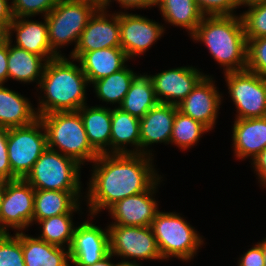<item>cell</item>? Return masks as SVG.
<instances>
[{
    "label": "cell",
    "instance_id": "cell-24",
    "mask_svg": "<svg viewBox=\"0 0 266 266\" xmlns=\"http://www.w3.org/2000/svg\"><path fill=\"white\" fill-rule=\"evenodd\" d=\"M140 119L119 107L111 109V154L140 153ZM132 144L135 149H127ZM126 145V146H125Z\"/></svg>",
    "mask_w": 266,
    "mask_h": 266
},
{
    "label": "cell",
    "instance_id": "cell-46",
    "mask_svg": "<svg viewBox=\"0 0 266 266\" xmlns=\"http://www.w3.org/2000/svg\"><path fill=\"white\" fill-rule=\"evenodd\" d=\"M266 0H237L238 2V7L241 5H245L247 7L256 5V4H260V3H264Z\"/></svg>",
    "mask_w": 266,
    "mask_h": 266
},
{
    "label": "cell",
    "instance_id": "cell-12",
    "mask_svg": "<svg viewBox=\"0 0 266 266\" xmlns=\"http://www.w3.org/2000/svg\"><path fill=\"white\" fill-rule=\"evenodd\" d=\"M121 48L129 59L145 53L164 33V26L136 14L119 12Z\"/></svg>",
    "mask_w": 266,
    "mask_h": 266
},
{
    "label": "cell",
    "instance_id": "cell-9",
    "mask_svg": "<svg viewBox=\"0 0 266 266\" xmlns=\"http://www.w3.org/2000/svg\"><path fill=\"white\" fill-rule=\"evenodd\" d=\"M228 93L236 106L235 119L266 116V77L249 70L224 73Z\"/></svg>",
    "mask_w": 266,
    "mask_h": 266
},
{
    "label": "cell",
    "instance_id": "cell-17",
    "mask_svg": "<svg viewBox=\"0 0 266 266\" xmlns=\"http://www.w3.org/2000/svg\"><path fill=\"white\" fill-rule=\"evenodd\" d=\"M112 47H121L119 12L110 15L106 9L99 8L89 19L73 52H91Z\"/></svg>",
    "mask_w": 266,
    "mask_h": 266
},
{
    "label": "cell",
    "instance_id": "cell-16",
    "mask_svg": "<svg viewBox=\"0 0 266 266\" xmlns=\"http://www.w3.org/2000/svg\"><path fill=\"white\" fill-rule=\"evenodd\" d=\"M212 76L206 75L188 96L177 105L178 111L212 130L221 105V97Z\"/></svg>",
    "mask_w": 266,
    "mask_h": 266
},
{
    "label": "cell",
    "instance_id": "cell-2",
    "mask_svg": "<svg viewBox=\"0 0 266 266\" xmlns=\"http://www.w3.org/2000/svg\"><path fill=\"white\" fill-rule=\"evenodd\" d=\"M64 56L47 61L39 88L44 96L39 99L38 117L53 112L78 111L86 101V86L89 84L80 64Z\"/></svg>",
    "mask_w": 266,
    "mask_h": 266
},
{
    "label": "cell",
    "instance_id": "cell-48",
    "mask_svg": "<svg viewBox=\"0 0 266 266\" xmlns=\"http://www.w3.org/2000/svg\"><path fill=\"white\" fill-rule=\"evenodd\" d=\"M4 190H5V180L0 179V204Z\"/></svg>",
    "mask_w": 266,
    "mask_h": 266
},
{
    "label": "cell",
    "instance_id": "cell-7",
    "mask_svg": "<svg viewBox=\"0 0 266 266\" xmlns=\"http://www.w3.org/2000/svg\"><path fill=\"white\" fill-rule=\"evenodd\" d=\"M80 168L76 160L46 148L24 180L39 190L81 191Z\"/></svg>",
    "mask_w": 266,
    "mask_h": 266
},
{
    "label": "cell",
    "instance_id": "cell-31",
    "mask_svg": "<svg viewBox=\"0 0 266 266\" xmlns=\"http://www.w3.org/2000/svg\"><path fill=\"white\" fill-rule=\"evenodd\" d=\"M72 216V214H62L39 220L37 223L42 227V234L38 238L49 244L69 249L75 229Z\"/></svg>",
    "mask_w": 266,
    "mask_h": 266
},
{
    "label": "cell",
    "instance_id": "cell-32",
    "mask_svg": "<svg viewBox=\"0 0 266 266\" xmlns=\"http://www.w3.org/2000/svg\"><path fill=\"white\" fill-rule=\"evenodd\" d=\"M208 131L210 130L205 125L177 110L173 121L170 143L187 150L198 143L203 136L202 134Z\"/></svg>",
    "mask_w": 266,
    "mask_h": 266
},
{
    "label": "cell",
    "instance_id": "cell-35",
    "mask_svg": "<svg viewBox=\"0 0 266 266\" xmlns=\"http://www.w3.org/2000/svg\"><path fill=\"white\" fill-rule=\"evenodd\" d=\"M11 10L14 18L33 17L39 13L46 16L60 0H12Z\"/></svg>",
    "mask_w": 266,
    "mask_h": 266
},
{
    "label": "cell",
    "instance_id": "cell-21",
    "mask_svg": "<svg viewBox=\"0 0 266 266\" xmlns=\"http://www.w3.org/2000/svg\"><path fill=\"white\" fill-rule=\"evenodd\" d=\"M232 131L234 156L237 158L254 159L266 148V116L235 119Z\"/></svg>",
    "mask_w": 266,
    "mask_h": 266
},
{
    "label": "cell",
    "instance_id": "cell-4",
    "mask_svg": "<svg viewBox=\"0 0 266 266\" xmlns=\"http://www.w3.org/2000/svg\"><path fill=\"white\" fill-rule=\"evenodd\" d=\"M39 118L46 130L47 148H58V152L76 160L80 165L86 161L93 162L99 156L88 142L78 111L53 112Z\"/></svg>",
    "mask_w": 266,
    "mask_h": 266
},
{
    "label": "cell",
    "instance_id": "cell-6",
    "mask_svg": "<svg viewBox=\"0 0 266 266\" xmlns=\"http://www.w3.org/2000/svg\"><path fill=\"white\" fill-rule=\"evenodd\" d=\"M150 227L162 259L191 260L203 245L202 236L179 213L158 211Z\"/></svg>",
    "mask_w": 266,
    "mask_h": 266
},
{
    "label": "cell",
    "instance_id": "cell-3",
    "mask_svg": "<svg viewBox=\"0 0 266 266\" xmlns=\"http://www.w3.org/2000/svg\"><path fill=\"white\" fill-rule=\"evenodd\" d=\"M191 37L206 45L224 73L247 69V39L241 15L204 16Z\"/></svg>",
    "mask_w": 266,
    "mask_h": 266
},
{
    "label": "cell",
    "instance_id": "cell-26",
    "mask_svg": "<svg viewBox=\"0 0 266 266\" xmlns=\"http://www.w3.org/2000/svg\"><path fill=\"white\" fill-rule=\"evenodd\" d=\"M11 38L9 37L8 40V79L13 78L23 83H31L34 81L37 83L38 81L39 86L47 60L25 49L12 45L13 41Z\"/></svg>",
    "mask_w": 266,
    "mask_h": 266
},
{
    "label": "cell",
    "instance_id": "cell-22",
    "mask_svg": "<svg viewBox=\"0 0 266 266\" xmlns=\"http://www.w3.org/2000/svg\"><path fill=\"white\" fill-rule=\"evenodd\" d=\"M80 192L35 189L33 222L80 211Z\"/></svg>",
    "mask_w": 266,
    "mask_h": 266
},
{
    "label": "cell",
    "instance_id": "cell-14",
    "mask_svg": "<svg viewBox=\"0 0 266 266\" xmlns=\"http://www.w3.org/2000/svg\"><path fill=\"white\" fill-rule=\"evenodd\" d=\"M160 177L144 192L128 196L114 205L108 212L115 220L110 225L136 226L147 227L151 226L155 219L158 210V203L153 198V194L157 191V186L160 184ZM156 189V190H155Z\"/></svg>",
    "mask_w": 266,
    "mask_h": 266
},
{
    "label": "cell",
    "instance_id": "cell-38",
    "mask_svg": "<svg viewBox=\"0 0 266 266\" xmlns=\"http://www.w3.org/2000/svg\"><path fill=\"white\" fill-rule=\"evenodd\" d=\"M8 128L0 126V179L12 181V170L7 149Z\"/></svg>",
    "mask_w": 266,
    "mask_h": 266
},
{
    "label": "cell",
    "instance_id": "cell-30",
    "mask_svg": "<svg viewBox=\"0 0 266 266\" xmlns=\"http://www.w3.org/2000/svg\"><path fill=\"white\" fill-rule=\"evenodd\" d=\"M134 72L125 66L113 74L92 83L98 99L111 104H122L132 83Z\"/></svg>",
    "mask_w": 266,
    "mask_h": 266
},
{
    "label": "cell",
    "instance_id": "cell-37",
    "mask_svg": "<svg viewBox=\"0 0 266 266\" xmlns=\"http://www.w3.org/2000/svg\"><path fill=\"white\" fill-rule=\"evenodd\" d=\"M205 16L235 15L237 0H194Z\"/></svg>",
    "mask_w": 266,
    "mask_h": 266
},
{
    "label": "cell",
    "instance_id": "cell-33",
    "mask_svg": "<svg viewBox=\"0 0 266 266\" xmlns=\"http://www.w3.org/2000/svg\"><path fill=\"white\" fill-rule=\"evenodd\" d=\"M0 266H25L22 251V232L15 236L0 233Z\"/></svg>",
    "mask_w": 266,
    "mask_h": 266
},
{
    "label": "cell",
    "instance_id": "cell-10",
    "mask_svg": "<svg viewBox=\"0 0 266 266\" xmlns=\"http://www.w3.org/2000/svg\"><path fill=\"white\" fill-rule=\"evenodd\" d=\"M108 231L110 253L113 256L123 258L122 262H131L141 266L136 262L139 259L163 260L150 226L109 225ZM130 258H136L137 260L129 261Z\"/></svg>",
    "mask_w": 266,
    "mask_h": 266
},
{
    "label": "cell",
    "instance_id": "cell-19",
    "mask_svg": "<svg viewBox=\"0 0 266 266\" xmlns=\"http://www.w3.org/2000/svg\"><path fill=\"white\" fill-rule=\"evenodd\" d=\"M70 59L77 61L89 84L123 69L129 58L121 47L98 49L91 52H71Z\"/></svg>",
    "mask_w": 266,
    "mask_h": 266
},
{
    "label": "cell",
    "instance_id": "cell-23",
    "mask_svg": "<svg viewBox=\"0 0 266 266\" xmlns=\"http://www.w3.org/2000/svg\"><path fill=\"white\" fill-rule=\"evenodd\" d=\"M78 112L83 120L87 139L98 154H110L111 108L86 105ZM108 147V148H107Z\"/></svg>",
    "mask_w": 266,
    "mask_h": 266
},
{
    "label": "cell",
    "instance_id": "cell-28",
    "mask_svg": "<svg viewBox=\"0 0 266 266\" xmlns=\"http://www.w3.org/2000/svg\"><path fill=\"white\" fill-rule=\"evenodd\" d=\"M156 5L167 23L187 29L190 36L205 16L194 0H157Z\"/></svg>",
    "mask_w": 266,
    "mask_h": 266
},
{
    "label": "cell",
    "instance_id": "cell-45",
    "mask_svg": "<svg viewBox=\"0 0 266 266\" xmlns=\"http://www.w3.org/2000/svg\"><path fill=\"white\" fill-rule=\"evenodd\" d=\"M112 257H113V255L110 253L103 260H101L97 263H94L93 265H89V266H114L115 264L111 262Z\"/></svg>",
    "mask_w": 266,
    "mask_h": 266
},
{
    "label": "cell",
    "instance_id": "cell-13",
    "mask_svg": "<svg viewBox=\"0 0 266 266\" xmlns=\"http://www.w3.org/2000/svg\"><path fill=\"white\" fill-rule=\"evenodd\" d=\"M110 254L108 227H101L84 221L73 232L69 248L70 263L75 266H89L103 260Z\"/></svg>",
    "mask_w": 266,
    "mask_h": 266
},
{
    "label": "cell",
    "instance_id": "cell-36",
    "mask_svg": "<svg viewBox=\"0 0 266 266\" xmlns=\"http://www.w3.org/2000/svg\"><path fill=\"white\" fill-rule=\"evenodd\" d=\"M247 70L266 77V37L247 40Z\"/></svg>",
    "mask_w": 266,
    "mask_h": 266
},
{
    "label": "cell",
    "instance_id": "cell-11",
    "mask_svg": "<svg viewBox=\"0 0 266 266\" xmlns=\"http://www.w3.org/2000/svg\"><path fill=\"white\" fill-rule=\"evenodd\" d=\"M35 189L24 179L5 181L0 204V233L8 228L18 231L33 223Z\"/></svg>",
    "mask_w": 266,
    "mask_h": 266
},
{
    "label": "cell",
    "instance_id": "cell-27",
    "mask_svg": "<svg viewBox=\"0 0 266 266\" xmlns=\"http://www.w3.org/2000/svg\"><path fill=\"white\" fill-rule=\"evenodd\" d=\"M22 251L25 266H70L69 249L49 244L24 232Z\"/></svg>",
    "mask_w": 266,
    "mask_h": 266
},
{
    "label": "cell",
    "instance_id": "cell-39",
    "mask_svg": "<svg viewBox=\"0 0 266 266\" xmlns=\"http://www.w3.org/2000/svg\"><path fill=\"white\" fill-rule=\"evenodd\" d=\"M238 266H265L262 246L257 243L240 257Z\"/></svg>",
    "mask_w": 266,
    "mask_h": 266
},
{
    "label": "cell",
    "instance_id": "cell-41",
    "mask_svg": "<svg viewBox=\"0 0 266 266\" xmlns=\"http://www.w3.org/2000/svg\"><path fill=\"white\" fill-rule=\"evenodd\" d=\"M253 168L259 177V182L266 186V148L261 151L254 159H252Z\"/></svg>",
    "mask_w": 266,
    "mask_h": 266
},
{
    "label": "cell",
    "instance_id": "cell-29",
    "mask_svg": "<svg viewBox=\"0 0 266 266\" xmlns=\"http://www.w3.org/2000/svg\"><path fill=\"white\" fill-rule=\"evenodd\" d=\"M157 103L151 75L134 73L130 88L119 108L141 119Z\"/></svg>",
    "mask_w": 266,
    "mask_h": 266
},
{
    "label": "cell",
    "instance_id": "cell-5",
    "mask_svg": "<svg viewBox=\"0 0 266 266\" xmlns=\"http://www.w3.org/2000/svg\"><path fill=\"white\" fill-rule=\"evenodd\" d=\"M99 8L100 5L93 0H60L45 16L51 49L63 56L58 48L74 42L73 52L89 19Z\"/></svg>",
    "mask_w": 266,
    "mask_h": 266
},
{
    "label": "cell",
    "instance_id": "cell-8",
    "mask_svg": "<svg viewBox=\"0 0 266 266\" xmlns=\"http://www.w3.org/2000/svg\"><path fill=\"white\" fill-rule=\"evenodd\" d=\"M46 148L47 134L40 118L27 126L8 128L7 149L12 180L24 179Z\"/></svg>",
    "mask_w": 266,
    "mask_h": 266
},
{
    "label": "cell",
    "instance_id": "cell-49",
    "mask_svg": "<svg viewBox=\"0 0 266 266\" xmlns=\"http://www.w3.org/2000/svg\"><path fill=\"white\" fill-rule=\"evenodd\" d=\"M114 266H138V265H135V264H132L131 262H119V263H116Z\"/></svg>",
    "mask_w": 266,
    "mask_h": 266
},
{
    "label": "cell",
    "instance_id": "cell-50",
    "mask_svg": "<svg viewBox=\"0 0 266 266\" xmlns=\"http://www.w3.org/2000/svg\"><path fill=\"white\" fill-rule=\"evenodd\" d=\"M95 2H97L99 5L102 3V0H93Z\"/></svg>",
    "mask_w": 266,
    "mask_h": 266
},
{
    "label": "cell",
    "instance_id": "cell-15",
    "mask_svg": "<svg viewBox=\"0 0 266 266\" xmlns=\"http://www.w3.org/2000/svg\"><path fill=\"white\" fill-rule=\"evenodd\" d=\"M205 76L195 67L184 66L152 75L151 81L159 103L177 106Z\"/></svg>",
    "mask_w": 266,
    "mask_h": 266
},
{
    "label": "cell",
    "instance_id": "cell-18",
    "mask_svg": "<svg viewBox=\"0 0 266 266\" xmlns=\"http://www.w3.org/2000/svg\"><path fill=\"white\" fill-rule=\"evenodd\" d=\"M177 106L157 103L140 119V154L153 156L146 150L155 143H170Z\"/></svg>",
    "mask_w": 266,
    "mask_h": 266
},
{
    "label": "cell",
    "instance_id": "cell-20",
    "mask_svg": "<svg viewBox=\"0 0 266 266\" xmlns=\"http://www.w3.org/2000/svg\"><path fill=\"white\" fill-rule=\"evenodd\" d=\"M28 18L31 17L13 18L9 25V37L13 31L16 32L15 46L41 56L47 61L59 57L49 44L46 18L44 17V23Z\"/></svg>",
    "mask_w": 266,
    "mask_h": 266
},
{
    "label": "cell",
    "instance_id": "cell-25",
    "mask_svg": "<svg viewBox=\"0 0 266 266\" xmlns=\"http://www.w3.org/2000/svg\"><path fill=\"white\" fill-rule=\"evenodd\" d=\"M34 109L27 98L0 84V126L13 128L30 125L39 118Z\"/></svg>",
    "mask_w": 266,
    "mask_h": 266
},
{
    "label": "cell",
    "instance_id": "cell-47",
    "mask_svg": "<svg viewBox=\"0 0 266 266\" xmlns=\"http://www.w3.org/2000/svg\"><path fill=\"white\" fill-rule=\"evenodd\" d=\"M262 248H263V253H264V262H265V266H266V238H264V240L258 242Z\"/></svg>",
    "mask_w": 266,
    "mask_h": 266
},
{
    "label": "cell",
    "instance_id": "cell-40",
    "mask_svg": "<svg viewBox=\"0 0 266 266\" xmlns=\"http://www.w3.org/2000/svg\"><path fill=\"white\" fill-rule=\"evenodd\" d=\"M117 1L121 8L129 9V8H148L151 6H156L157 0H114ZM111 0H102L100 4V8L106 9L107 6L110 5Z\"/></svg>",
    "mask_w": 266,
    "mask_h": 266
},
{
    "label": "cell",
    "instance_id": "cell-42",
    "mask_svg": "<svg viewBox=\"0 0 266 266\" xmlns=\"http://www.w3.org/2000/svg\"><path fill=\"white\" fill-rule=\"evenodd\" d=\"M8 41L0 46V84L8 80Z\"/></svg>",
    "mask_w": 266,
    "mask_h": 266
},
{
    "label": "cell",
    "instance_id": "cell-44",
    "mask_svg": "<svg viewBox=\"0 0 266 266\" xmlns=\"http://www.w3.org/2000/svg\"><path fill=\"white\" fill-rule=\"evenodd\" d=\"M9 40V25L0 24V46Z\"/></svg>",
    "mask_w": 266,
    "mask_h": 266
},
{
    "label": "cell",
    "instance_id": "cell-34",
    "mask_svg": "<svg viewBox=\"0 0 266 266\" xmlns=\"http://www.w3.org/2000/svg\"><path fill=\"white\" fill-rule=\"evenodd\" d=\"M240 15L247 40L266 37V1L250 6Z\"/></svg>",
    "mask_w": 266,
    "mask_h": 266
},
{
    "label": "cell",
    "instance_id": "cell-1",
    "mask_svg": "<svg viewBox=\"0 0 266 266\" xmlns=\"http://www.w3.org/2000/svg\"><path fill=\"white\" fill-rule=\"evenodd\" d=\"M152 157L140 153L99 154L92 162L87 203L94 217L118 201L146 191L160 176ZM94 215V216H93Z\"/></svg>",
    "mask_w": 266,
    "mask_h": 266
},
{
    "label": "cell",
    "instance_id": "cell-43",
    "mask_svg": "<svg viewBox=\"0 0 266 266\" xmlns=\"http://www.w3.org/2000/svg\"><path fill=\"white\" fill-rule=\"evenodd\" d=\"M13 18L11 5L8 4V0H0V24L10 25Z\"/></svg>",
    "mask_w": 266,
    "mask_h": 266
}]
</instances>
